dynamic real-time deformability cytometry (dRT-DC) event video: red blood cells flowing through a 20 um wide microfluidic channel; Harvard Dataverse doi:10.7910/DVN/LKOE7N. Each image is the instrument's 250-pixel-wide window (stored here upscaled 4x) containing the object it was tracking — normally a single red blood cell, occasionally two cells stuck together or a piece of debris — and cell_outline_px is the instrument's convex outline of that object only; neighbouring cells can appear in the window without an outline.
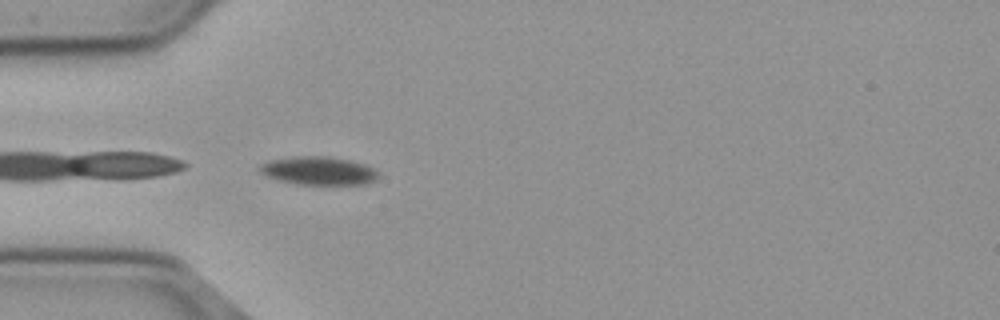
{"species": "common noctule bat (a hibernating species)", "species_latin": "Nyctalus noctula", "temperature_condition": "cold", "stored_images_in_passage": 40, "camera_frame_rate_fps": 3000, "um_per_image_px": 0.085, "animal": {"sex": "male", "body_mass_g": 23.1, "forearm_length_mm": 52.7}, "frame": {"image": 1, "passage_image": 1, "time_ms": 0.0, "image_size_px": [1000, 320], "cell_outline_px": [[380, 172], [376, 180], [368, 184], [296, 184], [280, 180], [268, 176], [260, 172], [256, 168], [260, 164], [268, 160], [292, 156], [328, 156], [348, 160], [364, 164]], "centroid_in_image_um": [27.06, 14.5], "position_along_channel_um": 57.9, "area_um2": 19.65}}
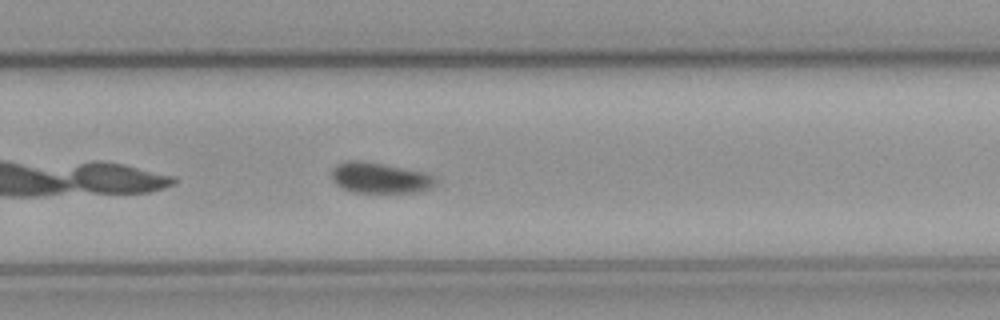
{"frame": {"image": 2, "passage_image": 21, "time_ms": 6.667, "image_size_px": [1000, 320], "cell_outline_px": [[440, 180], [436, 184], [428, 188], [416, 192], [352, 192], [340, 188], [332, 180], [332, 168], [336, 164], [348, 160], [360, 160], [420, 172], [432, 176]], "centroid_in_image_um": [32.22, 15.13], "position_along_channel_um": 297.6, "area_um2": 18.32}}
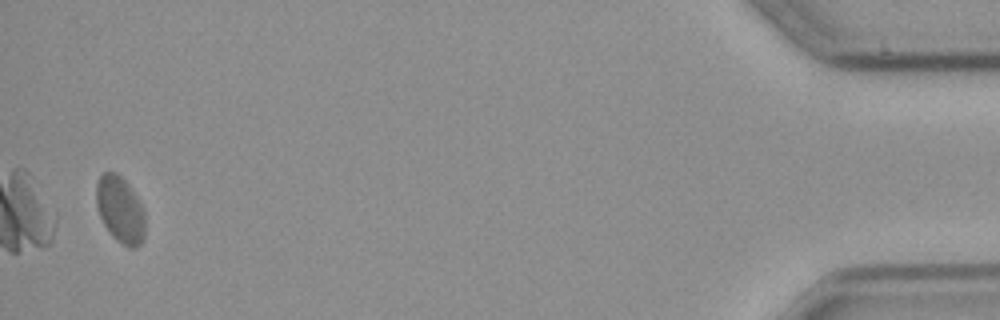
{"frame": {"image": 3, "passage_image": 39, "time_ms": 12.667, "image_size_px": [1000, 320], "cell_outline_px": [[144, 236], [140, 244], [136, 248], [128, 248], [116, 240], [112, 236], [104, 224], [100, 216], [96, 204], [96, 184], [100, 176], [104, 172], [116, 172], [128, 184], [136, 196], [144, 212]], "centroid_in_image_um": [10.2, 17.83], "position_along_channel_um": 425.0, "area_um2": 18.79}, "authors_computed_cell_mechanics": {"area_um2": 19.074, "velocity_mm_per_s": 3.6534, "shape_relaxation_time_tau1_ms": 3.3408, "shape_relaxation_time_tau2_ms": null, "deformation_change_tau1": 0.0534, "deformation_change_tau2": null}}